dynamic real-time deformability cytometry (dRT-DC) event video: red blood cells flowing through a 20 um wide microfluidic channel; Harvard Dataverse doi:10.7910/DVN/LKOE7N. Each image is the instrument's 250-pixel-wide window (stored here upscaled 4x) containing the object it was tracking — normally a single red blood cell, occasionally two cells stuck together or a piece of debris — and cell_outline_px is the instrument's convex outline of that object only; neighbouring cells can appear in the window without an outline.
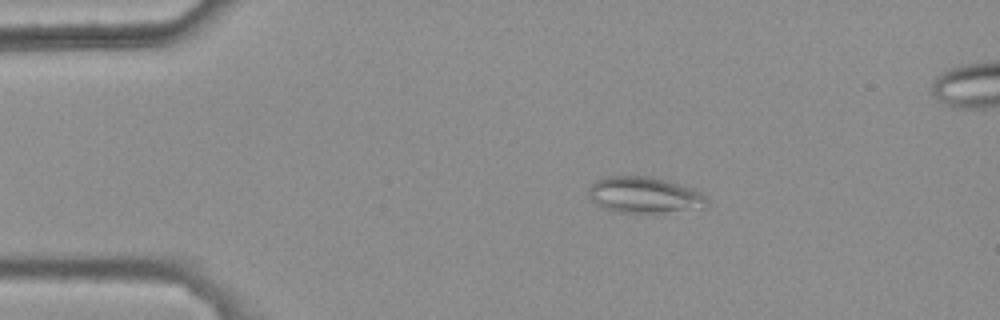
{"species": "common noctule bat (a hibernating species)", "species_latin": "Nyctalus noctula", "temperature_condition": "warm", "stored_images_in_passage": 40, "camera_frame_rate_fps": 3000, "um_per_image_px": 0.085, "animal": {"sex": "female", "body_mass_g": 25.1}, "frame": {"image": 1, "passage_image": 3, "time_ms": 0.667, "image_size_px": [1000, 320], "cell_outline_px": [[708, 204], [704, 208], [656, 212], [612, 212], [596, 204], [588, 196], [588, 188], [596, 180], [608, 176], [648, 176], [680, 184], [704, 192], [708, 200]], "centroid_in_image_um": [54.77, 16.57], "position_along_channel_um": 30.2, "area_um2": 24.97}}
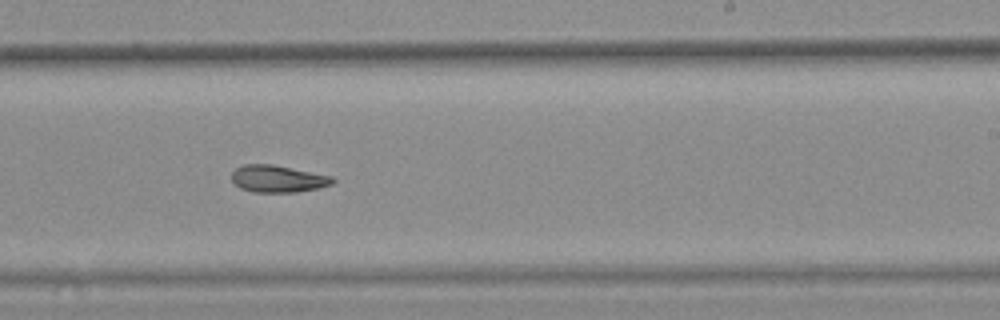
{"frame": {"image": 2, "passage_image": 26, "time_ms": 8.333, "image_size_px": [1000, 320], "cell_outline_px": [[336, 180], [332, 184], [320, 188], [296, 192], [252, 192], [240, 188], [232, 180], [232, 172], [236, 168], [244, 164], [272, 164], [332, 176]], "centroid_in_image_um": [23.63, 15.2], "position_along_channel_um": 265.4, "area_um2": 15.95}}
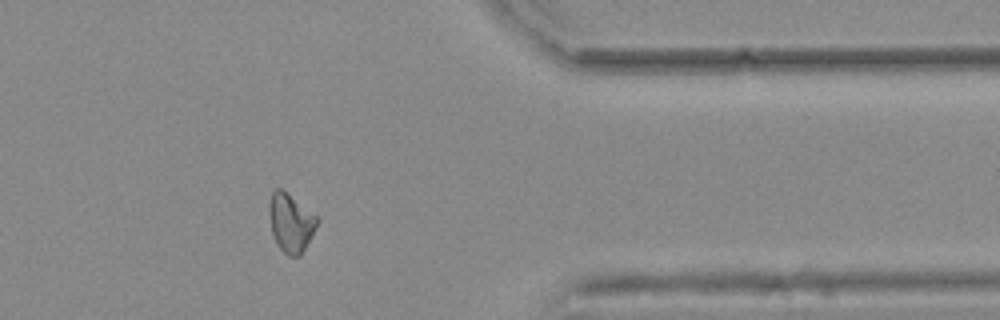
{"frame": {"image": 3, "passage_image": 37, "time_ms": 12.0, "image_size_px": [1000, 320], "cell_outline_px": [[320, 220], [300, 256], [288, 256], [280, 248], [272, 232], [268, 212], [268, 204], [272, 192], [276, 188], [280, 188], [316, 216]], "centroid_in_image_um": [24.69, 18.94], "position_along_channel_um": 386.7, "area_um2": 15.95}, "authors_computed_cell_mechanics": {"area_um2": 16.3285, "velocity_mm_per_s": 3.7523, "shape_relaxation_time_tau1_ms": null, "shape_relaxation_time_tau2_ms": 7.6028, "deformation_change_tau1": null, "deformation_change_tau2": 0.1562}}